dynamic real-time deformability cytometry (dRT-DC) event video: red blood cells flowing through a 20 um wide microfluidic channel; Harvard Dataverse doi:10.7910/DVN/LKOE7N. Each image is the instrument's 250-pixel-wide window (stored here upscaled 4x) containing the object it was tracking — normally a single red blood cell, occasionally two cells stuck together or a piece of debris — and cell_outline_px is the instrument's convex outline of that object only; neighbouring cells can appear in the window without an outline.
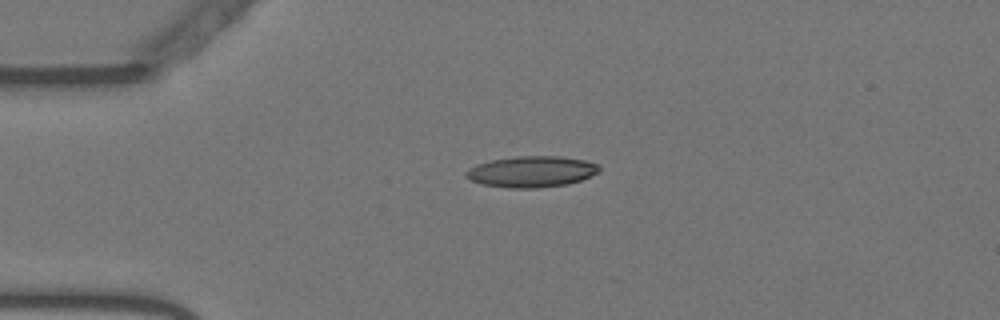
{"species": "Egyptian fruit bat (a non-hibernating species)", "species_latin": "Rousettus aegyptiacus", "temperature_condition": "warm", "stored_images_in_passage": 56, "camera_frame_rate_fps": 3000, "um_per_image_px": 0.085, "animal": {"sex": "female"}, "frame": {"image": 1, "passage_image": 13, "time_ms": 4.0, "image_size_px": [1000, 320], "cell_outline_px": [[600, 172], [580, 180], [568, 184], [536, 188], [512, 188], [480, 184], [464, 176], [464, 172], [468, 168], [476, 164], [492, 160], [516, 156], [560, 156], [584, 160], [596, 164], [600, 168]], "centroid_in_image_um": [45.15, 14.59], "position_along_channel_um": 39.8, "area_um2": 24.16}}
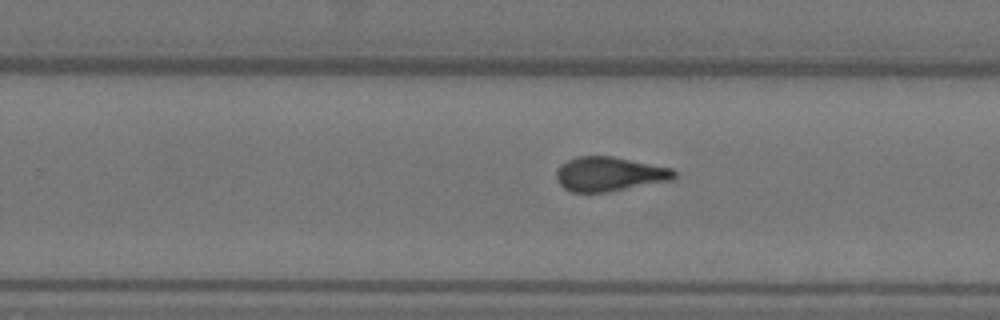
{"frame": {"image": 2, "passage_image": 35, "time_ms": 11.333, "image_size_px": [1000, 320], "cell_outline_px": [[676, 176], [672, 180], [608, 192], [572, 192], [564, 188], [556, 180], [556, 172], [560, 164], [576, 156], [612, 156], [672, 168], [676, 172]], "centroid_in_image_um": [51.78, 14.79], "position_along_channel_um": 278.0, "area_um2": 23.64}}
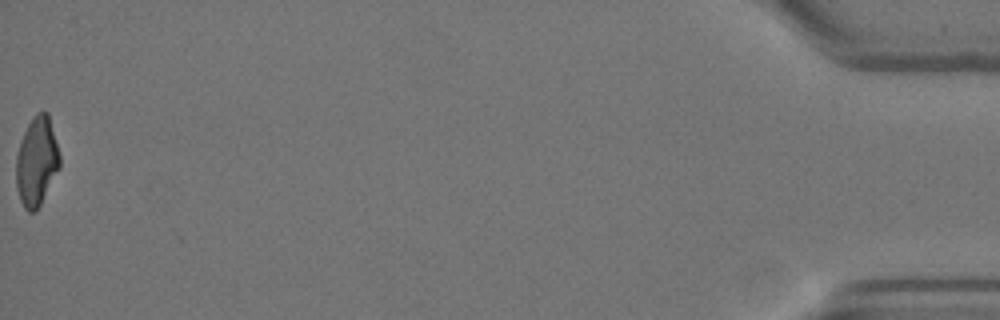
{"frame": {"image": 3, "passage_image": 56, "time_ms": 18.333, "image_size_px": [1000, 320], "cell_outline_px": [[60, 168], [36, 212], [28, 212], [24, 208], [20, 200], [16, 188], [16, 156], [20, 140], [32, 116], [36, 112], [48, 112], [60, 156]], "centroid_in_image_um": [3.11, 13.73], "position_along_channel_um": 432.1, "area_um2": 22.77}, "authors_computed_cell_mechanics": {"area_um2": 23.2645, "velocity_mm_per_s": 3.6275, "shape_relaxation_time_tau1_ms": 10.4348, "shape_relaxation_time_tau2_ms": 1.3231, "deformation_change_tau1": 0.2683, "deformation_change_tau2": 0.0979}}